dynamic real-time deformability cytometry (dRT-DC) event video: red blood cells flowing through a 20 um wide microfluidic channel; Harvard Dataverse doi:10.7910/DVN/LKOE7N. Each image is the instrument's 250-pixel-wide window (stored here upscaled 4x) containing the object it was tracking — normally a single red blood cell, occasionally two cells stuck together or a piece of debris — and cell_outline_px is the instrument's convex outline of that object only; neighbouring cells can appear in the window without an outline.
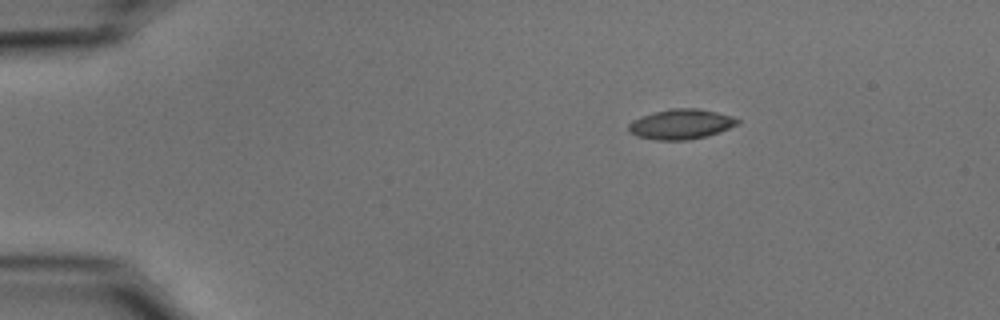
{"species": "common noctule bat (a hibernating species)", "species_latin": "Nyctalus noctula", "temperature_condition": "cold", "stored_images_in_passage": 46, "camera_frame_rate_fps": 3000, "um_per_image_px": 0.085, "animal": {"sex": "male", "body_mass_g": 15.6}, "frame": {"image": 1, "passage_image": 1, "time_ms": 0.0, "image_size_px": [1000, 320], "cell_outline_px": [[740, 124], [720, 132], [688, 140], [656, 140], [636, 136], [628, 132], [628, 124], [632, 120], [640, 116], [672, 108], [696, 108], [716, 112], [732, 116], [740, 120]], "centroid_in_image_um": [57.87, 10.56], "position_along_channel_um": 27.1, "area_um2": 19.13}}
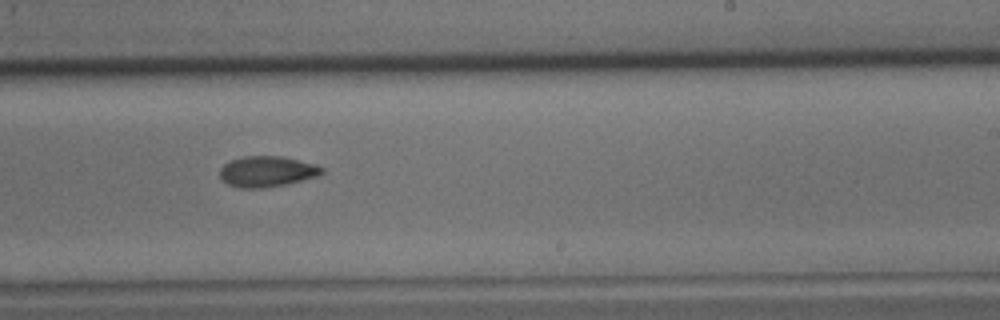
{"frame": {"image": 2, "passage_image": 26, "time_ms": 8.333, "image_size_px": [1000, 320], "cell_outline_px": [[324, 172], [316, 176], [284, 184], [260, 188], [240, 188], [228, 184], [220, 176], [220, 168], [224, 164], [232, 160], [244, 156], [284, 156], [316, 164], [324, 168]], "centroid_in_image_um": [22.7, 14.56], "position_along_channel_um": 266.3, "area_um2": 18.09}}
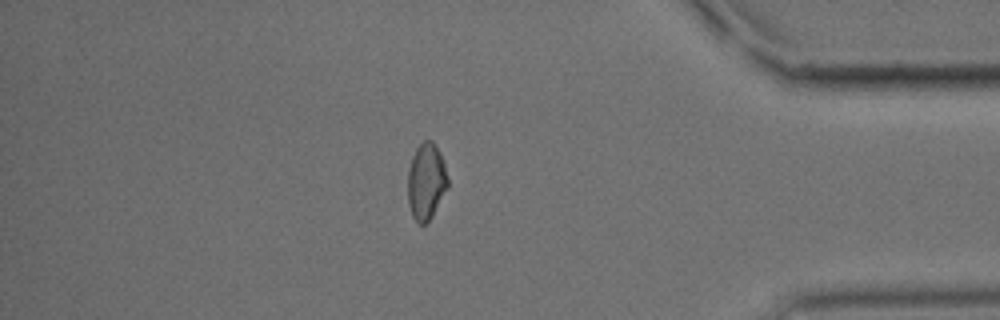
{"frame": {"image": 3, "passage_image": 39, "time_ms": 12.667, "image_size_px": [1000, 320], "cell_outline_px": [[448, 188], [432, 216], [424, 224], [420, 224], [412, 216], [408, 204], [408, 172], [412, 156], [416, 148], [424, 140], [432, 140], [440, 152], [444, 164], [448, 180]], "centroid_in_image_um": [36.23, 15.42], "position_along_channel_um": 399.0, "area_um2": 17.8}, "authors_computed_cell_mechanics": {"area_um2": 18.5249, "velocity_mm_per_s": 3.7104, "shape_relaxation_time_tau1_ms": 9.7325, "shape_relaxation_time_tau2_ms": null, "deformation_change_tau1": 0.1754, "deformation_change_tau2": null}}